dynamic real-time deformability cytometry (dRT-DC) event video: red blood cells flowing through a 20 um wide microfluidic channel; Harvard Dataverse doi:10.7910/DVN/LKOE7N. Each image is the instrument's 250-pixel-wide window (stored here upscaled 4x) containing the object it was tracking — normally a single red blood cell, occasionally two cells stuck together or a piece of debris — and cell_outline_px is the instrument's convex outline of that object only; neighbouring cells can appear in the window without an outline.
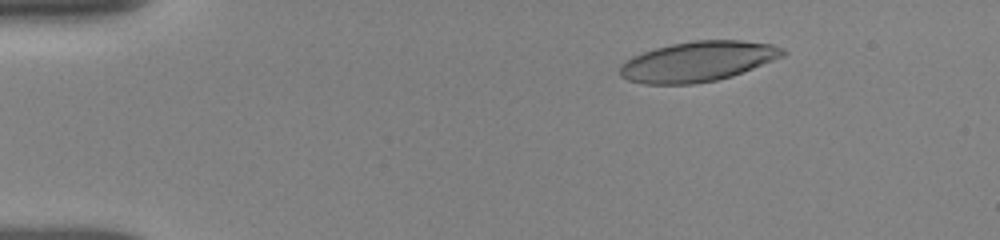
{"species": "human", "species_latin": "Homo sapiens", "temperature_condition": "room temperature", "stored_images_in_passage": 5, "camera_frame_rate_fps": 3000, "um_per_image_px": 0.085, "donor": {"sex": "female"}, "frame": {"image": 1, "passage_image": 1, "time_ms": 0.0, "image_size_px": [1000, 240], "cell_outline_px": [[788, 52], [784, 56], [732, 76], [716, 80], [696, 84], [644, 84], [628, 80], [620, 76], [620, 64], [632, 56], [656, 48], [672, 44], [696, 40], [740, 40], [772, 44]], "centroid_in_image_um": [59.31, 5.23], "position_along_channel_um": 25.7, "area_um2": 37.97}}
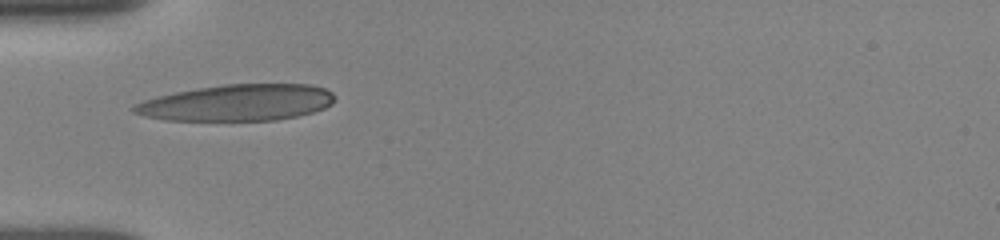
{"frame": {"image": 2, "passage_image": 4, "time_ms": 3.0, "image_size_px": [1000, 240], "cell_outline_px": [[332, 104], [324, 108], [312, 112], [296, 116], [276, 120], [164, 120], [144, 116], [132, 112], [132, 108], [136, 104], [144, 100], [156, 96], [196, 88], [224, 84], [308, 84], [324, 88], [332, 92]], "centroid_in_image_um": [20.13, 8.72], "position_along_channel_um": 64.9, "area_um2": 42.37}}